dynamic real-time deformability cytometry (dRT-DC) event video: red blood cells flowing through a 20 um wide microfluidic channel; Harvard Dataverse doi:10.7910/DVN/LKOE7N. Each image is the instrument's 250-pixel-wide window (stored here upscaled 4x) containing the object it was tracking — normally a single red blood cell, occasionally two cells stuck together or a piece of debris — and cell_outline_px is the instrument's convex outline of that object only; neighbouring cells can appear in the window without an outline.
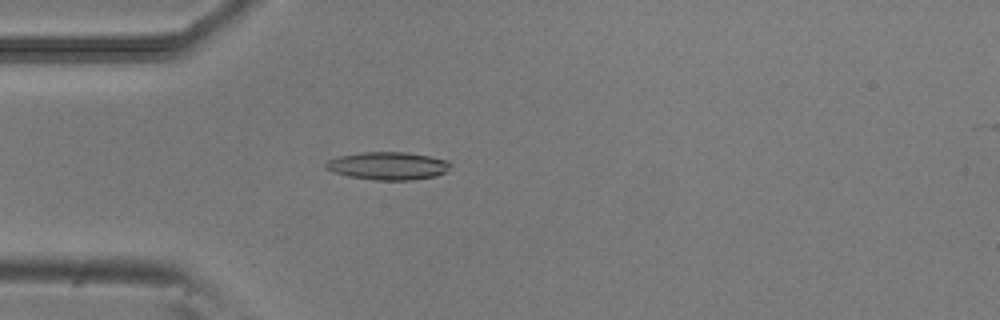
{"species": "common noctule bat (a hibernating species)", "species_latin": "Nyctalus noctula", "temperature_condition": "room temperature", "stored_images_in_passage": 52, "camera_frame_rate_fps": 3000, "um_per_image_px": 0.085, "animal": {"sex": "male", "body_mass_g": 20.5, "forearm_length_mm": 52.5}, "frame": {"image": 1, "passage_image": 14, "time_ms": 4.333, "image_size_px": [1000, 320], "cell_outline_px": [[452, 164], [444, 172], [436, 176], [412, 180], [372, 180], [348, 176], [332, 172], [324, 168], [324, 164], [328, 160], [340, 156], [360, 152], [408, 152], [448, 160]], "centroid_in_image_um": [32.95, 14.1], "position_along_channel_um": 52.1, "area_um2": 20.35}}
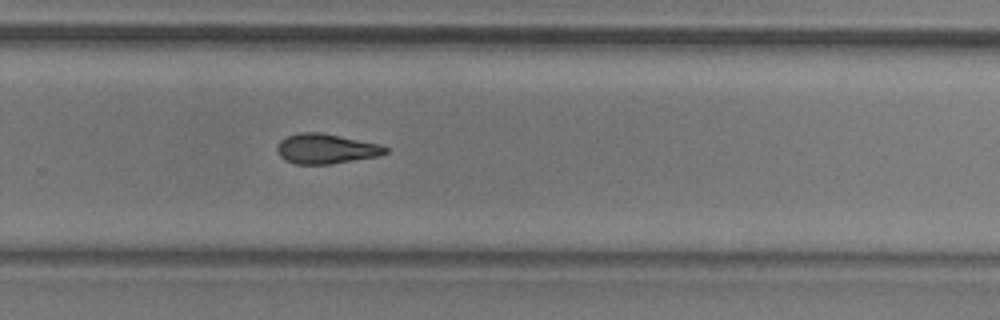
{"frame": {"image": 2, "passage_image": 34, "time_ms": 11.0, "image_size_px": [1000, 320], "cell_outline_px": [[388, 152], [380, 156], [332, 164], [296, 164], [284, 160], [280, 156], [276, 148], [280, 140], [288, 136], [300, 132], [320, 132], [380, 144], [388, 148]], "centroid_in_image_um": [27.72, 12.65], "position_along_channel_um": 302.1, "area_um2": 18.96}}
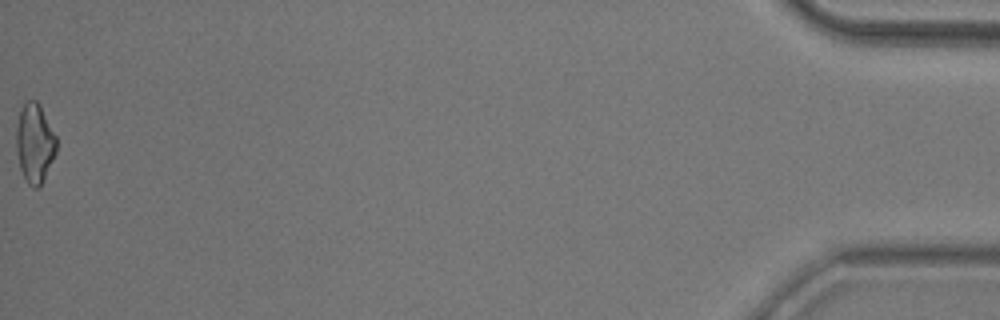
{"frame": {"image": 3, "passage_image": 52, "time_ms": 17.0, "image_size_px": [1000, 320], "cell_outline_px": [[56, 152], [40, 184], [36, 188], [32, 188], [28, 184], [20, 168], [16, 152], [16, 128], [20, 112], [24, 104], [28, 100], [36, 100], [40, 104], [56, 136]], "centroid_in_image_um": [2.93, 12.14], "position_along_channel_um": 432.3, "area_um2": 18.26}, "authors_computed_cell_mechanics": {"area_um2": 18.9873, "velocity_mm_per_s": 3.8592, "shape_relaxation_time_tau1_ms": 4.8893, "shape_relaxation_time_tau2_ms": 7.3359, "deformation_change_tau1": 0.1468, "deformation_change_tau2": 0.1448}}